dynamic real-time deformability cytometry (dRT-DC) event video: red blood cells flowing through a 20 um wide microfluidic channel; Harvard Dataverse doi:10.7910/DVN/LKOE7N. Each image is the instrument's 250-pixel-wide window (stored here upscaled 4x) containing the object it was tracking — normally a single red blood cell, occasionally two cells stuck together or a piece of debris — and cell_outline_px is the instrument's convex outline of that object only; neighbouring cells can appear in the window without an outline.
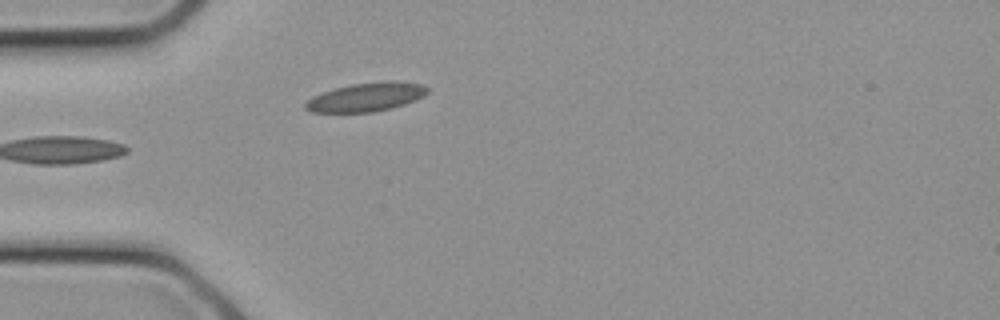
{"species": "common noctule bat (a hibernating species)", "species_latin": "Nyctalus noctula", "temperature_condition": "cold", "stored_images_in_passage": 8, "camera_frame_rate_fps": 3000, "um_per_image_px": 0.085, "animal": {"sex": "female", "body_mass_g": 21.9}, "frame": {"image": 1, "passage_image": 8, "time_ms": 2.333, "image_size_px": [1000, 320], "cell_outline_px": [[428, 92], [424, 96], [416, 100], [404, 104], [372, 112], [312, 112], [304, 108], [304, 104], [312, 96], [320, 92], [332, 88], [352, 84], [384, 80], [396, 80], [424, 84], [428, 88]], "centroid_in_image_um": [31.13, 8.22], "position_along_channel_um": 53.9, "area_um2": 20.69}}